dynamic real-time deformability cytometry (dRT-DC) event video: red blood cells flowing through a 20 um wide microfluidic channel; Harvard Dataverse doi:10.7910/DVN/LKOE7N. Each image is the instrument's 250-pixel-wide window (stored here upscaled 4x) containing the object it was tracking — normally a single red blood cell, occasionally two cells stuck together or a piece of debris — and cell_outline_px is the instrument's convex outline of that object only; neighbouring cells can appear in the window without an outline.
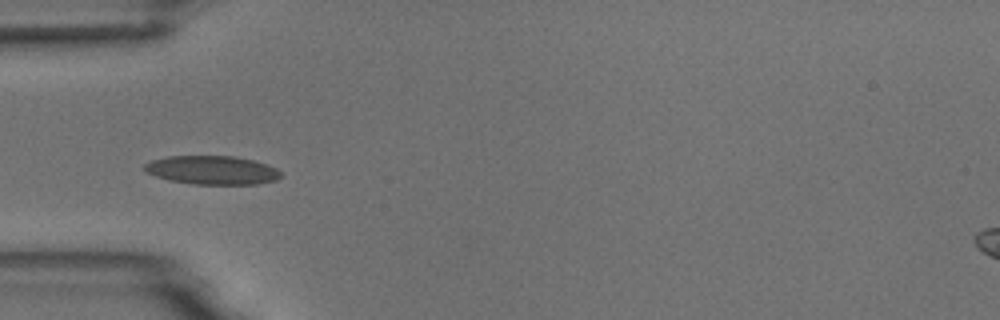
{"species": "common noctule bat (a hibernating species)", "species_latin": "Nyctalus noctula", "temperature_condition": "room temperature", "stored_images_in_passage": 5, "camera_frame_rate_fps": 3000, "um_per_image_px": 0.085, "animal": {"sex": "male", "body_mass_g": 18.8}, "frame": {"image": 1, "passage_image": 5, "time_ms": 4.667, "image_size_px": [1000, 320], "cell_outline_px": [[280, 176], [276, 180], [256, 184], [192, 184], [168, 180], [156, 176], [148, 172], [144, 168], [144, 164], [152, 160], [168, 156], [236, 156], [252, 160], [276, 168], [280, 172]], "centroid_in_image_um": [18.01, 14.46], "position_along_channel_um": 67.0, "area_um2": 22.6}}